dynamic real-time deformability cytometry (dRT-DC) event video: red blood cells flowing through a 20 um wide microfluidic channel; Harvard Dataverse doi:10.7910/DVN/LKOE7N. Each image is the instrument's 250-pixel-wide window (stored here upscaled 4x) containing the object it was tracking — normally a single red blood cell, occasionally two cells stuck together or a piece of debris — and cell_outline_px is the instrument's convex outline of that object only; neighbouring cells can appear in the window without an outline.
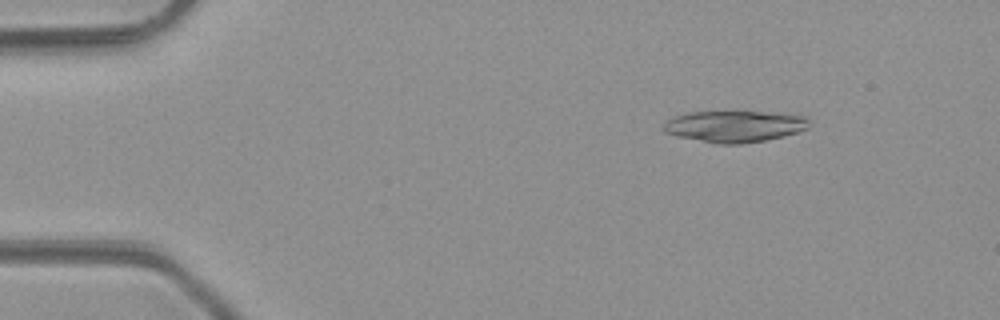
{"species": "common noctule bat (a hibernating species)", "species_latin": "Nyctalus noctula", "temperature_condition": "room temperature", "stored_images_in_passage": 5, "camera_frame_rate_fps": 3000, "um_per_image_px": 0.085, "animal": {"sex": "male", "body_mass_g": 23.1, "forearm_length_mm": 52.7}, "frame": {"image": 1, "passage_image": 3, "time_ms": 2.0, "image_size_px": [1000, 320], "cell_outline_px": [[808, 128], [784, 136], [764, 140], [740, 144], [716, 144], [676, 136], [664, 132], [664, 124], [668, 120], [676, 116], [688, 112], [784, 112], [804, 116], [808, 120]], "centroid_in_image_um": [62.45, 10.74], "position_along_channel_um": 22.5, "area_um2": 26.7}}